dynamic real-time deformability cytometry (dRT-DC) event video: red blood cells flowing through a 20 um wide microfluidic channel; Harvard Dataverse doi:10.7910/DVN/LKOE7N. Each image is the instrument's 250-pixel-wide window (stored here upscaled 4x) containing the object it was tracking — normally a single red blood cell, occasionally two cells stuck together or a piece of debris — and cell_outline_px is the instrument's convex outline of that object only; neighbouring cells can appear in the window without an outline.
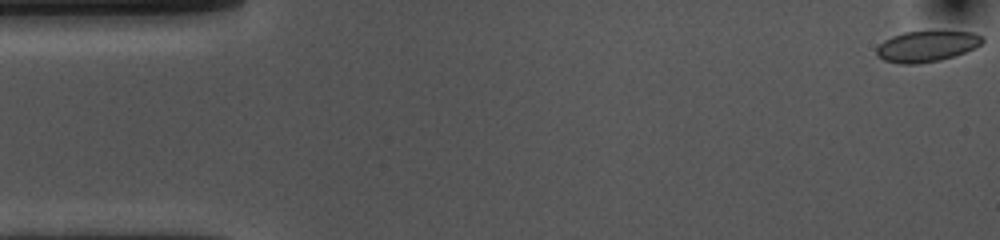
{"species": "common noctule bat (a hibernating species)", "species_latin": "Nyctalus noctula", "temperature_condition": "cold", "stored_images_in_passage": 55, "camera_frame_rate_fps": 3000, "um_per_image_px": 0.085, "animal": {"sex": "female", "body_mass_g": 10.0, "forearm_length_mm": 53.1}, "frame": {"image": 1, "passage_image": 1, "time_ms": 0.0, "image_size_px": [1000, 240], "cell_outline_px": [[984, 40], [976, 48], [956, 56], [940, 60], [916, 64], [900, 64], [884, 60], [876, 56], [876, 48], [884, 40], [892, 36], [904, 32], [972, 32], [984, 36]], "centroid_in_image_um": [78.77, 3.95], "position_along_channel_um": 6.2, "area_um2": 19.07}}
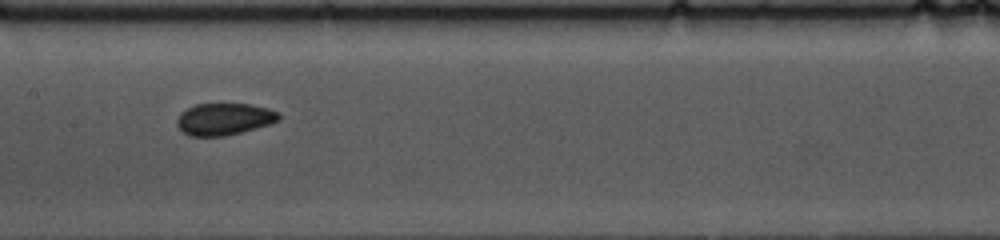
{"frame": {"image": 2, "passage_image": 26, "time_ms": 8.333, "image_size_px": [1000, 240], "cell_outline_px": [[280, 120], [268, 124], [240, 132], [224, 136], [188, 136], [176, 124], [176, 120], [180, 112], [196, 104], [252, 104], [268, 108], [280, 112]], "centroid_in_image_um": [19.05, 10.11], "position_along_channel_um": 188.4, "area_um2": 18.9}}
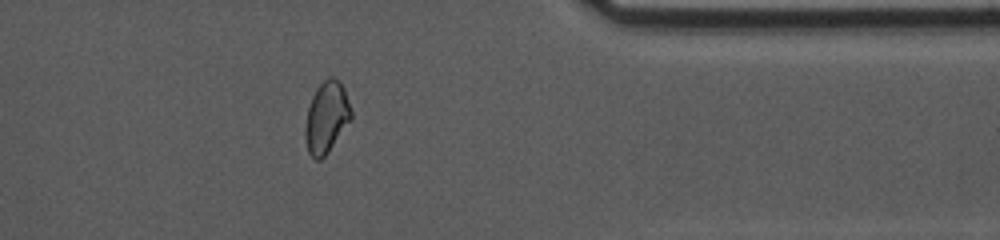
{"frame": {"image": 3, "passage_image": 44, "time_ms": 14.333, "image_size_px": [1000, 240], "cell_outline_px": [[352, 120], [328, 152], [320, 160], [316, 160], [308, 152], [304, 136], [304, 128], [308, 108], [312, 96], [316, 88], [328, 76], [332, 76], [344, 88], [352, 112]], "centroid_in_image_um": [27.75, 9.99], "position_along_channel_um": 383.7, "area_um2": 19.19}, "authors_computed_cell_mechanics": {"area_um2": 19.4208, "velocity_mm_per_s": 3.5743, "shape_relaxation_time_tau1_ms": 8.4147, "shape_relaxation_time_tau2_ms": 2.0591, "deformation_change_tau1": 0.0908, "deformation_change_tau2": 0.0593}}